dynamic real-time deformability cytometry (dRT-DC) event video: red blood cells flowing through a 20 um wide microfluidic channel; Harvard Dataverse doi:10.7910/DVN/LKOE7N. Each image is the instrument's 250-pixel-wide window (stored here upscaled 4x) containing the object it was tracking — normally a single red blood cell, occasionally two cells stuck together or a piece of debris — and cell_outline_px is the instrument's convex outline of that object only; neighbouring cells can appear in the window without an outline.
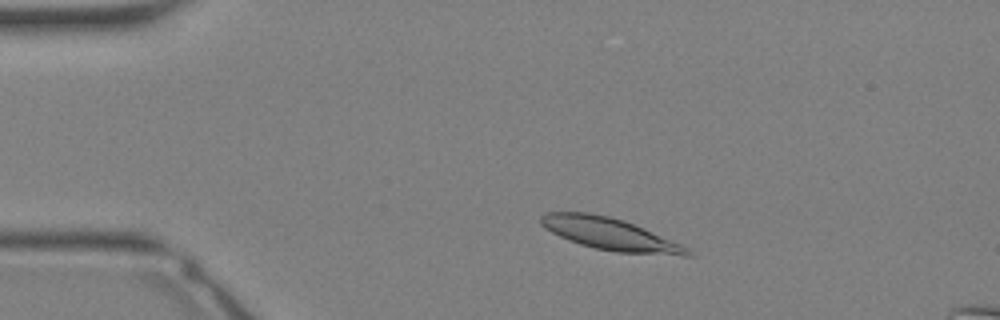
{"species": "Egyptian fruit bat (a non-hibernating species)", "species_latin": "Rousettus aegyptiacus", "temperature_condition": "warm", "stored_images_in_passage": 33, "camera_frame_rate_fps": 3000, "um_per_image_px": 0.085, "animal": {"sex": "female"}, "frame": {"image": 1, "passage_image": 5, "time_ms": 1.333, "image_size_px": [1000, 320], "cell_outline_px": [[696, 256], [684, 256], [616, 252], [596, 248], [580, 244], [568, 240], [544, 228], [540, 224], [540, 216], [544, 212], [588, 212], [608, 216], [624, 220], [680, 244], [688, 248]], "centroid_in_image_um": [51.83, 19.89], "position_along_channel_um": 33.2, "area_um2": 27.28}}
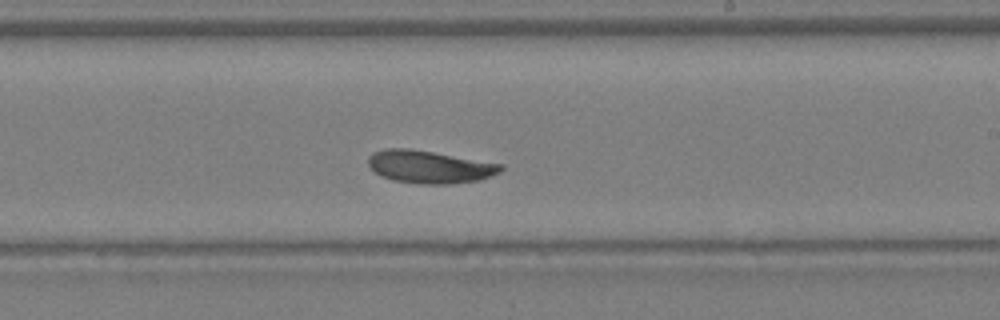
{"frame": {"image": 2, "passage_image": 19, "time_ms": 6.0, "image_size_px": [1000, 320], "cell_outline_px": [[504, 168], [500, 172], [492, 176], [480, 180], [448, 184], [424, 184], [392, 180], [376, 172], [368, 164], [368, 156], [372, 152], [384, 148], [408, 148], [504, 164]], "centroid_in_image_um": [36.53, 14.17], "position_along_channel_um": 252.5, "area_um2": 25.2}}
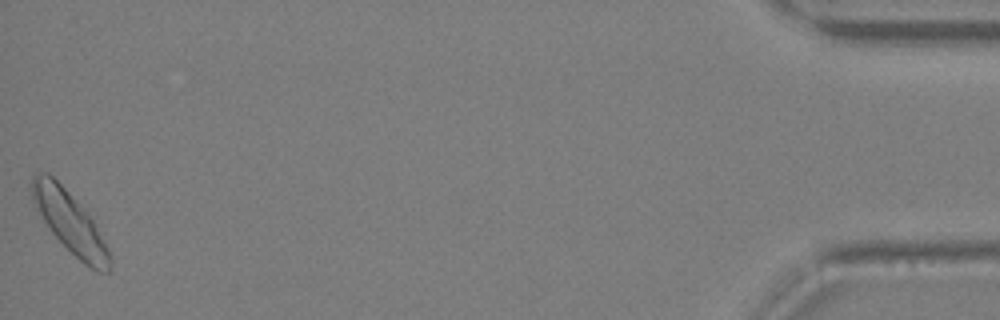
{"frame": {"image": 3, "passage_image": 33, "time_ms": 10.667, "image_size_px": [1000, 320], "cell_outline_px": [[112, 264], [108, 272], [96, 272], [84, 264], [52, 232], [44, 220], [32, 196], [28, 184], [32, 176], [40, 172], [48, 172], [68, 192], [92, 220], [108, 248], [112, 256]], "centroid_in_image_um": [5.95, 18.9], "position_along_channel_um": 429.3, "area_um2": 26.93}}